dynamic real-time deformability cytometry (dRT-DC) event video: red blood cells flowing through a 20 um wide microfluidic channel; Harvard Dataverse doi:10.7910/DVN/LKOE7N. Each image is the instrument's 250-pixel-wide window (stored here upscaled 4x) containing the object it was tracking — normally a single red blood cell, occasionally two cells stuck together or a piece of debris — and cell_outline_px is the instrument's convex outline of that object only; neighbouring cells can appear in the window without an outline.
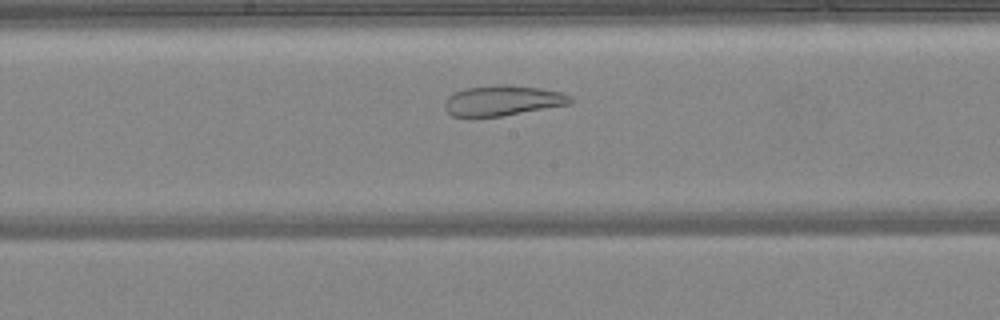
{"species": "common noctule bat (a hibernating species)", "species_latin": "Nyctalus noctula", "temperature_condition": "warm", "stored_images_in_passage": 37, "camera_frame_rate_fps": 3000, "um_per_image_px": 0.085, "animal": {"sex": "female", "body_mass_g": 24.6, "forearm_length_mm": 56.2}, "frame": {"image": 1, "passage_image": 14, "time_ms": 4.333, "image_size_px": [1000, 320], "cell_outline_px": [[576, 100], [572, 104], [500, 116], [452, 116], [444, 108], [444, 100], [452, 92], [464, 88], [540, 88], [560, 92], [572, 96]], "centroid_in_image_um": [42.74, 8.6], "position_along_channel_um": 205.5, "area_um2": 21.21}}
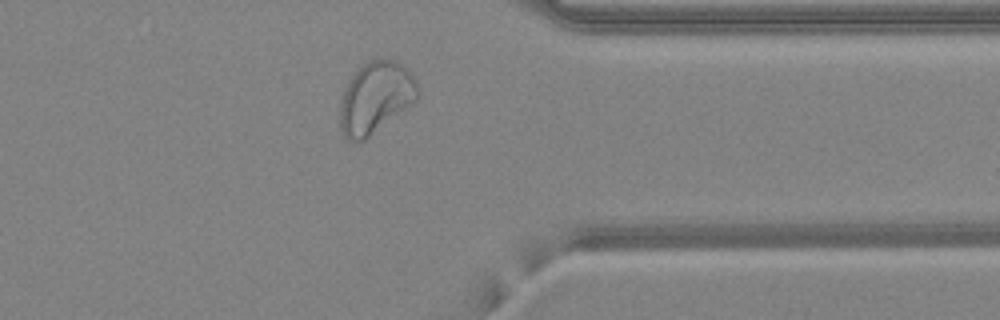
{"frame": {"image": 2, "passage_image": 27, "time_ms": 8.667, "image_size_px": [1000, 320], "cell_outline_px": [[420, 92], [416, 100], [364, 140], [348, 140], [344, 136], [340, 128], [340, 104], [344, 88], [348, 80], [368, 60], [396, 60], [416, 80]], "centroid_in_image_um": [31.9, 8.3], "position_along_channel_um": 379.5, "area_um2": 31.79}}
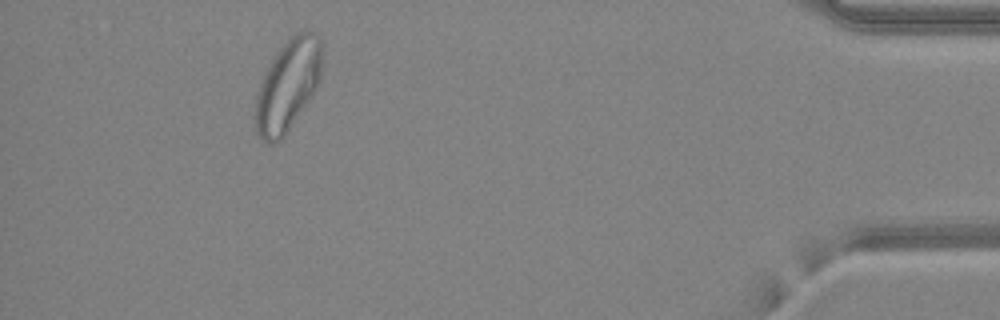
{"frame": {"image": 3, "passage_image": 33, "time_ms": 10.667, "image_size_px": [1000, 320], "cell_outline_px": [[320, 76], [316, 88], [284, 136], [280, 140], [272, 144], [268, 144], [260, 140], [256, 132], [256, 92], [272, 60], [280, 48], [292, 36], [300, 32], [312, 32], [320, 40]], "centroid_in_image_um": [24.43, 7.32], "position_along_channel_um": 410.8, "area_um2": 34.39}, "authors_computed_cell_mechanics": {"area_um2": 27.8596, "velocity_mm_per_s": 4.2086, "shape_relaxation_time_tau1_ms": null, "shape_relaxation_time_tau2_ms": 1.6353, "deformation_change_tau1": null, "deformation_change_tau2": 0.0861}}